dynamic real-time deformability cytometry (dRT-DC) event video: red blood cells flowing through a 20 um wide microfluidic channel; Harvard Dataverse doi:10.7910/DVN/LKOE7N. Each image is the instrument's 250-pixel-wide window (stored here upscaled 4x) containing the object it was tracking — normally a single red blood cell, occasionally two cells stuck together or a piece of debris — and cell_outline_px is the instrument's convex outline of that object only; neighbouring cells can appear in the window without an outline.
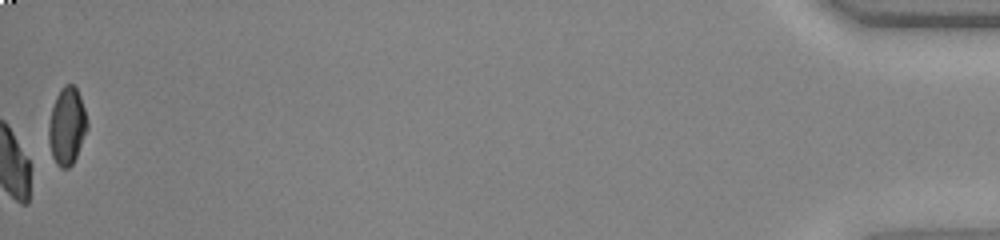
{"species": "common noctule bat (a hibernating species)", "species_latin": "Nyctalus noctula", "temperature_condition": "warm", "stored_images_in_passage": 54, "camera_frame_rate_fps": 3000, "um_per_image_px": 0.085, "animal": {"sex": "female", "body_mass_g": 23.0, "forearm_length_mm": 53.4}, "frame": {"image": 1, "passage_image": 54, "time_ms": 17.667, "image_size_px": [1000, 240], "cell_outline_px": [[88, 128], [76, 156], [72, 164], [68, 168], [60, 168], [56, 164], [52, 156], [48, 140], [48, 124], [52, 108], [56, 96], [60, 88], [64, 84], [72, 84], [76, 88], [80, 96], [88, 120]], "centroid_in_image_um": [5.68, 10.71], "position_along_channel_um": 429.5, "area_um2": 17.46}, "authors_computed_cell_mechanics": {"area_um2": 19.1607, "velocity_mm_per_s": 3.879, "shape_relaxation_time_tau1_ms": 3.0311, "shape_relaxation_time_tau2_ms": 1.5602, "deformation_change_tau1": 0.1544, "deformation_change_tau2": 0.0558}}